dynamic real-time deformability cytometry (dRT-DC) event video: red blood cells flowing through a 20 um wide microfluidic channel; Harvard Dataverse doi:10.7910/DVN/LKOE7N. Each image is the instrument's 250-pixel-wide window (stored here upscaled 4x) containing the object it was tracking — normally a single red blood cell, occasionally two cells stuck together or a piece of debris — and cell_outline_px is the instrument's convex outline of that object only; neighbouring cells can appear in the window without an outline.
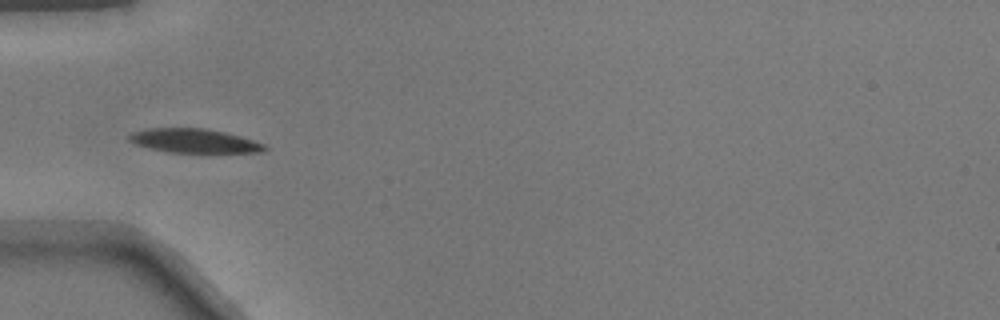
{"species": "common noctule bat (a hibernating species)", "species_latin": "Nyctalus noctula", "temperature_condition": "warm", "stored_images_in_passage": 35, "camera_frame_rate_fps": 3000, "um_per_image_px": 0.085, "animal": {"sex": "male", "body_mass_g": 17.9}, "frame": {"image": 1, "passage_image": 1, "time_ms": 0.0, "image_size_px": [1000, 320], "cell_outline_px": [[268, 148], [264, 152], [208, 156], [168, 152], [148, 148], [136, 144], [128, 140], [128, 136], [132, 132], [148, 128], [204, 128], [224, 132], [240, 136], [264, 144]], "centroid_in_image_um": [16.59, 12.04], "position_along_channel_um": 68.4, "area_um2": 20.23}}
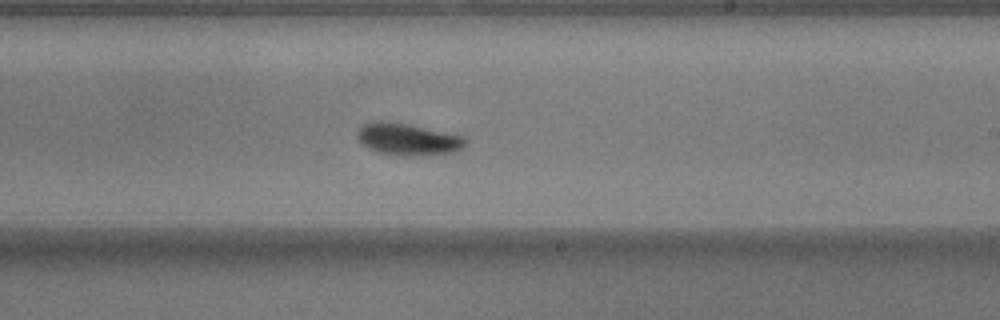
{"frame": {"image": 2, "passage_image": 15, "time_ms": 4.667, "image_size_px": [1000, 320], "cell_outline_px": [[468, 140], [460, 148], [452, 152], [380, 152], [368, 148], [356, 136], [360, 128], [364, 124], [372, 120], [384, 120], [408, 124], [464, 136]], "centroid_in_image_um": [34.61, 11.74], "position_along_channel_um": 254.4, "area_um2": 18.73}}
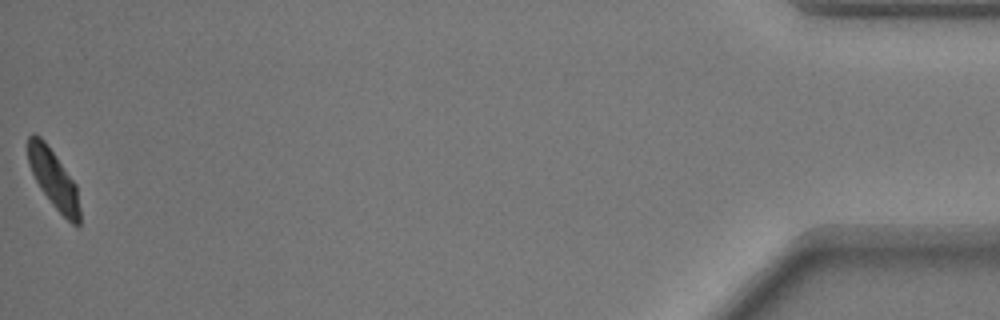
{"frame": {"image": 3, "passage_image": 35, "time_ms": 11.333, "image_size_px": [1000, 320], "cell_outline_px": [[80, 224], [76, 228], [52, 204], [40, 188], [28, 164], [28, 136], [32, 132], [40, 136], [44, 140], [56, 156], [76, 184], [80, 208]], "centroid_in_image_um": [4.56, 15.22], "position_along_channel_um": 430.6, "area_um2": 17.57}}